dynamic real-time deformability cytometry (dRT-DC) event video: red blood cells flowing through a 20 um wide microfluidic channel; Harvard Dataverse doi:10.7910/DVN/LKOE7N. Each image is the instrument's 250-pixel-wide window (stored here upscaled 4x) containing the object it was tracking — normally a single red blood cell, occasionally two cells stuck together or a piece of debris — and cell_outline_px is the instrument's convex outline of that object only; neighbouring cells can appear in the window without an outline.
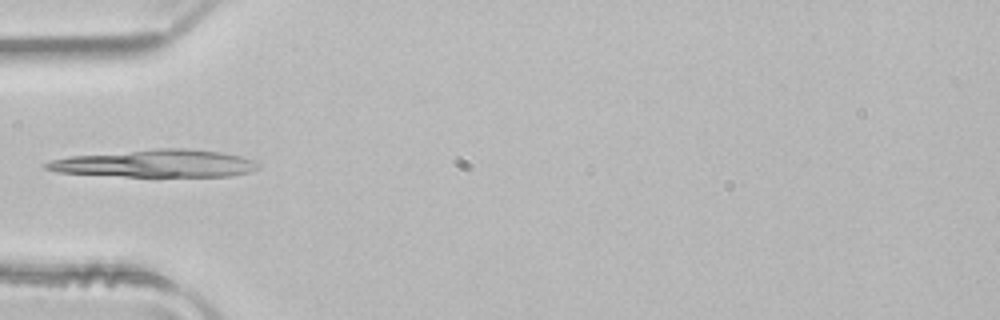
{"species": "common noctule bat (a hibernating species)", "species_latin": "Nyctalus noctula", "temperature_condition": "room temperature", "stored_images_in_passage": 32, "camera_frame_rate_fps": 3000, "um_per_image_px": 0.085, "animal": {"sex": "male", "body_mass_g": 21.5, "forearm_length_mm": 52.0}, "frame": {"image": 1, "passage_image": 1, "time_ms": 0.0, "image_size_px": [1000, 320], "cell_outline_px": [[260, 168], [252, 172], [228, 176], [124, 176], [60, 172], [44, 168], [44, 164], [52, 160], [68, 156], [156, 148], [188, 148], [220, 152], [240, 156], [256, 160], [260, 164]], "centroid_in_image_um": [13.29, 13.88], "position_along_channel_um": 71.7, "area_um2": 33.99}}
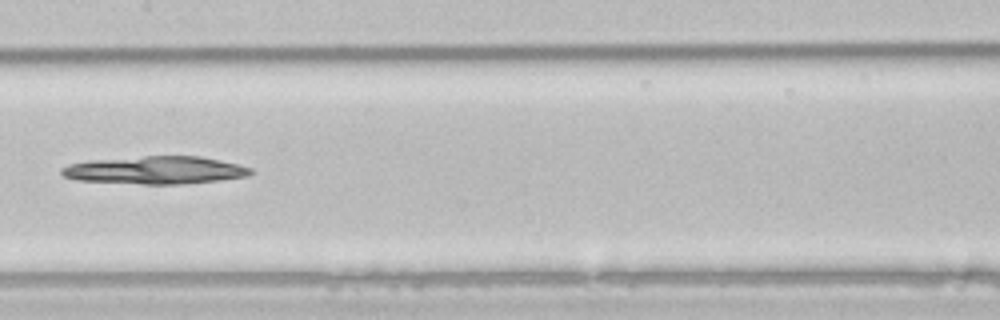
{"frame": {"image": 2, "passage_image": 10, "time_ms": 3.0, "image_size_px": [1000, 320], "cell_outline_px": [[256, 172], [248, 176], [220, 180], [180, 184], [144, 184], [76, 180], [64, 176], [60, 172], [60, 168], [68, 164], [88, 160], [144, 156], [200, 156], [236, 164], [252, 168]], "centroid_in_image_um": [13.19, 14.46], "position_along_channel_um": 194.2, "area_um2": 30.63}}
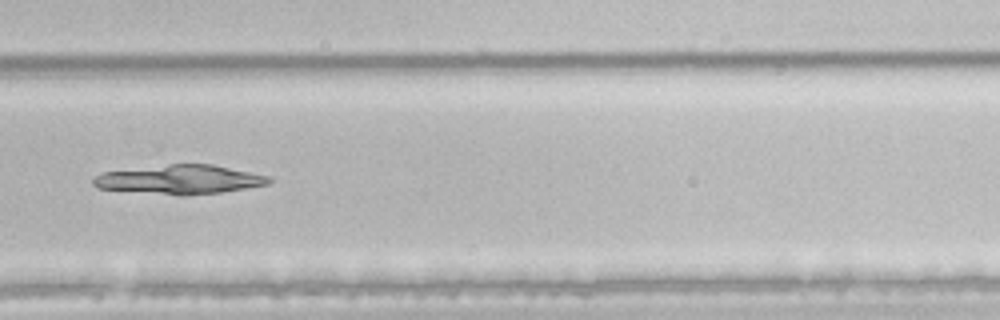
{"frame": {"image": 3, "passage_image": 19, "time_ms": 6.0, "image_size_px": [1000, 320], "cell_outline_px": [[272, 180], [268, 184], [220, 192], [184, 196], [180, 196], [96, 188], [92, 184], [92, 180], [100, 172], [168, 164], [212, 164], [268, 176]], "centroid_in_image_um": [15.22, 15.26], "position_along_channel_um": 314.6, "area_um2": 29.71}}